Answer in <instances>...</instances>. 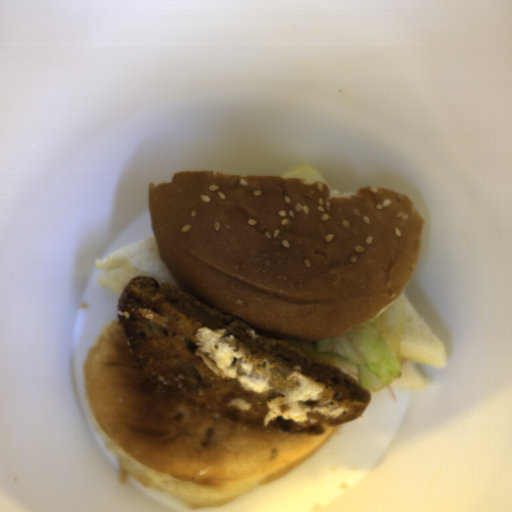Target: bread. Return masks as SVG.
Masks as SVG:
<instances>
[{
	"instance_id": "8d2b1439",
	"label": "bread",
	"mask_w": 512,
	"mask_h": 512,
	"mask_svg": "<svg viewBox=\"0 0 512 512\" xmlns=\"http://www.w3.org/2000/svg\"><path fill=\"white\" fill-rule=\"evenodd\" d=\"M150 226L175 284L254 332L322 340L381 313L409 286L425 221L385 187L181 171L147 185Z\"/></svg>"
},
{
	"instance_id": "cb027b5d",
	"label": "bread",
	"mask_w": 512,
	"mask_h": 512,
	"mask_svg": "<svg viewBox=\"0 0 512 512\" xmlns=\"http://www.w3.org/2000/svg\"><path fill=\"white\" fill-rule=\"evenodd\" d=\"M83 401L119 468L186 505L235 500L299 470L333 436L240 426L162 394L137 368L119 318L82 366Z\"/></svg>"
},
{
	"instance_id": "b6be36c0",
	"label": "bread",
	"mask_w": 512,
	"mask_h": 512,
	"mask_svg": "<svg viewBox=\"0 0 512 512\" xmlns=\"http://www.w3.org/2000/svg\"><path fill=\"white\" fill-rule=\"evenodd\" d=\"M375 316L393 345L403 370L402 378L390 386L405 390L429 387V379L415 363L442 368L446 366L448 355L443 341L403 292Z\"/></svg>"
},
{
	"instance_id": "2504dc21",
	"label": "bread",
	"mask_w": 512,
	"mask_h": 512,
	"mask_svg": "<svg viewBox=\"0 0 512 512\" xmlns=\"http://www.w3.org/2000/svg\"><path fill=\"white\" fill-rule=\"evenodd\" d=\"M94 264L102 274L99 283L119 297L137 275L176 284L161 259L154 236L133 242L110 256L97 258Z\"/></svg>"
},
{
	"instance_id": "c6332bfd",
	"label": "bread",
	"mask_w": 512,
	"mask_h": 512,
	"mask_svg": "<svg viewBox=\"0 0 512 512\" xmlns=\"http://www.w3.org/2000/svg\"><path fill=\"white\" fill-rule=\"evenodd\" d=\"M296 344L303 356L312 359L318 363H330L348 372L352 377H354L359 382L356 366L352 364L350 361L343 359L337 355L327 354L323 351L316 349L312 345L311 341Z\"/></svg>"
},
{
	"instance_id": "23157a8e",
	"label": "bread",
	"mask_w": 512,
	"mask_h": 512,
	"mask_svg": "<svg viewBox=\"0 0 512 512\" xmlns=\"http://www.w3.org/2000/svg\"><path fill=\"white\" fill-rule=\"evenodd\" d=\"M282 177H294L300 179H306L324 184L328 187L323 177L317 172V170L310 165H300ZM329 188V187H328Z\"/></svg>"
}]
</instances>
